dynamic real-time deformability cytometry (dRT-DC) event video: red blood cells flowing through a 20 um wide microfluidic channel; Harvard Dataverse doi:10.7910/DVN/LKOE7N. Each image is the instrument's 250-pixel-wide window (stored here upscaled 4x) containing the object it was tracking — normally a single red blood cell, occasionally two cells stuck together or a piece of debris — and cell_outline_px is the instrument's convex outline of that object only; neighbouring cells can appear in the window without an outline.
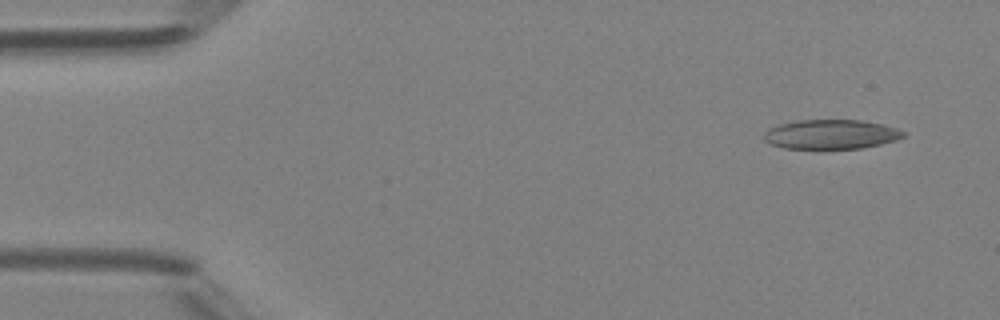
{"species": "Egyptian fruit bat (a non-hibernating species)", "species_latin": "Rousettus aegyptiacus", "temperature_condition": "room temperature", "stored_images_in_passage": 4, "camera_frame_rate_fps": 3000, "um_per_image_px": 0.085, "animal": {"sex": "female"}, "frame": {"image": 1, "passage_image": 1, "time_ms": 0.0, "image_size_px": [1000, 320], "cell_outline_px": [[908, 136], [896, 140], [880, 144], [860, 148], [784, 148], [768, 144], [764, 140], [764, 132], [780, 124], [800, 120], [860, 120], [884, 124], [908, 132]], "centroid_in_image_um": [70.69, 11.41], "position_along_channel_um": 14.3, "area_um2": 23.93}}
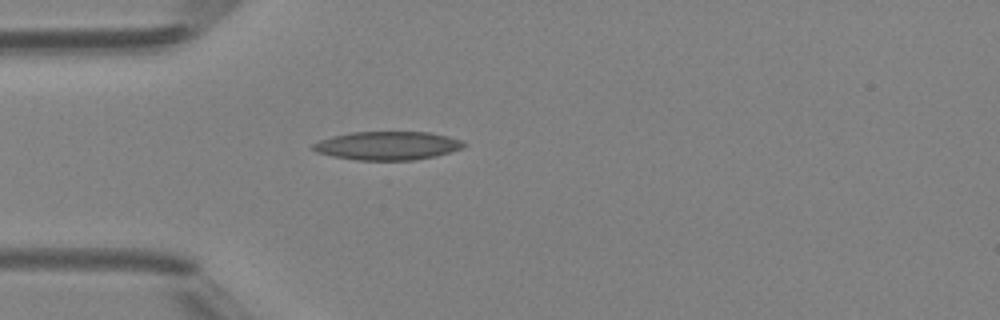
{"frame": {"image": 2, "passage_image": 4, "time_ms": 3.333, "image_size_px": [1000, 320], "cell_outline_px": [[468, 144], [464, 148], [436, 156], [412, 160], [356, 160], [316, 152], [312, 148], [312, 144], [320, 140], [332, 136], [352, 132], [428, 132], [448, 136], [464, 140]], "centroid_in_image_um": [33.0, 12.38], "position_along_channel_um": 52.0, "area_um2": 25.09}}